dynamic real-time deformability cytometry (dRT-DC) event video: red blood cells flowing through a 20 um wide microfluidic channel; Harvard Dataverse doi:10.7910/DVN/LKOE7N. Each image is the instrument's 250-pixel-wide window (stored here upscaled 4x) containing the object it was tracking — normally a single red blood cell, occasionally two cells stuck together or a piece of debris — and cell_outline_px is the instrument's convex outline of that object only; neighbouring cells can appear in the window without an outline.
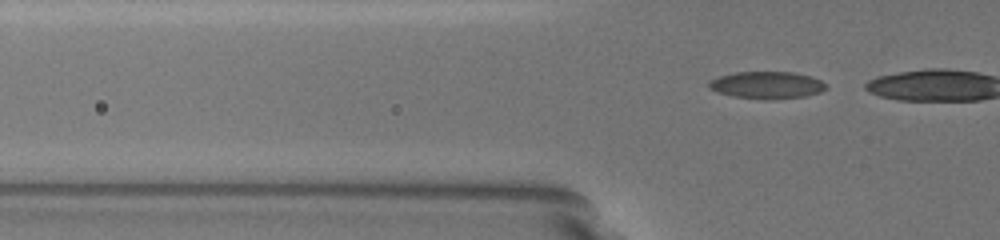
{"species": "common noctule bat (a hibernating species)", "species_latin": "Nyctalus noctula", "temperature_condition": "warm", "stored_images_in_passage": 7, "camera_frame_rate_fps": 3000, "um_per_image_px": 0.085, "animal": {"sex": "female", "body_mass_g": 19.5, "forearm_length_mm": 54.1}, "frame": {"image": 1, "passage_image": 5, "time_ms": 1.667, "image_size_px": [1000, 240], "cell_outline_px": [[828, 88], [820, 92], [804, 96], [768, 100], [764, 100], [732, 96], [716, 92], [708, 88], [708, 80], [720, 76], [736, 72], [792, 72], [812, 76], [820, 80]], "centroid_in_image_um": [65.15, 7.24], "position_along_channel_um": 60.7, "area_um2": 18.67}}